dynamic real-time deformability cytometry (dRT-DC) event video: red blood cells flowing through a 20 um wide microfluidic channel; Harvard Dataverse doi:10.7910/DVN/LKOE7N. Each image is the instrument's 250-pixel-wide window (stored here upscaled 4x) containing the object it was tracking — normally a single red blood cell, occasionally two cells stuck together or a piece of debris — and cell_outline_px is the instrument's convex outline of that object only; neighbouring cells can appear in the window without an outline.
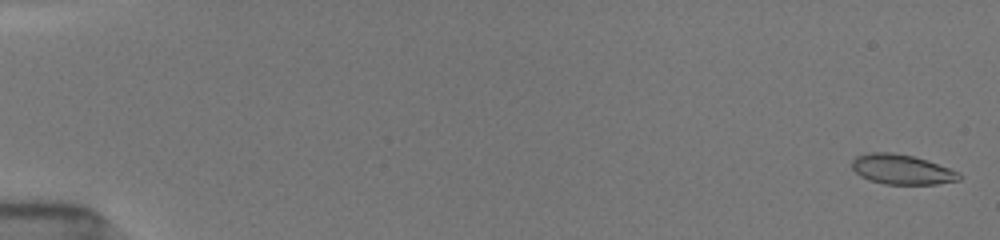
{"species": "common noctule bat (a hibernating species)", "species_latin": "Nyctalus noctula", "temperature_condition": "room temperature", "stored_images_in_passage": 22, "camera_frame_rate_fps": 3000, "um_per_image_px": 0.085, "animal": {"sex": "female", "body_mass_g": 19.5, "forearm_length_mm": 54.1}, "frame": {"image": 1, "passage_image": 2, "time_ms": 0.333, "image_size_px": [1000, 240], "cell_outline_px": [[960, 180], [936, 184], [884, 184], [868, 180], [860, 176], [852, 168], [852, 160], [856, 156], [872, 152], [892, 152], [912, 156], [960, 172]], "centroid_in_image_um": [76.61, 14.41], "position_along_channel_um": 8.4, "area_um2": 18.5}}